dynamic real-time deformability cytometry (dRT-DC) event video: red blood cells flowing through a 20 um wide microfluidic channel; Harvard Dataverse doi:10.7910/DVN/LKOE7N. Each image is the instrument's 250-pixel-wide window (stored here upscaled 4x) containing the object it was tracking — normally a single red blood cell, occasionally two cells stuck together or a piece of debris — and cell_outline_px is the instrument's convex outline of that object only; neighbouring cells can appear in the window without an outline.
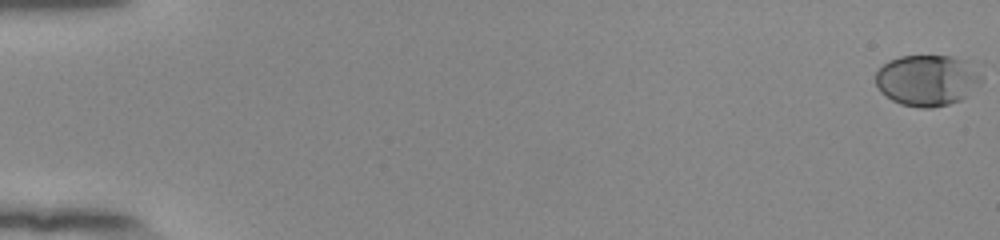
{"species": "human", "species_latin": "Homo sapiens", "temperature_condition": "room temperature", "stored_images_in_passage": 55, "camera_frame_rate_fps": 3000, "um_per_image_px": 0.085, "donor": {"sex": "female"}, "frame": {"image": 1, "passage_image": 1, "time_ms": 0.0, "image_size_px": [1000, 240], "cell_outline_px": [[984, 80], [960, 100], [948, 104], [932, 108], [924, 108], [900, 104], [892, 100], [880, 92], [876, 84], [876, 72], [888, 60], [900, 56], [952, 56], [968, 60], [984, 76]], "centroid_in_image_um": [78.83, 6.81], "position_along_channel_um": 6.2, "area_um2": 31.73}}
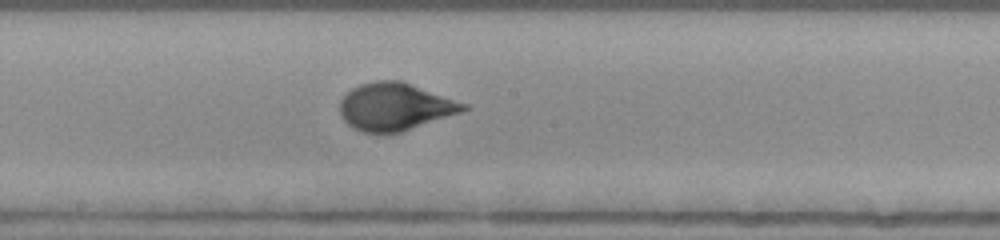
{"frame": {"image": 2, "passage_image": 32, "time_ms": 10.333, "image_size_px": [1000, 240], "cell_outline_px": [[468, 108], [460, 112], [400, 132], [364, 132], [352, 128], [344, 120], [340, 112], [340, 100], [352, 88], [360, 84], [376, 80], [400, 80], [468, 104]], "centroid_in_image_um": [33.54, 9.05], "position_along_channel_um": 214.7, "area_um2": 33.7}}
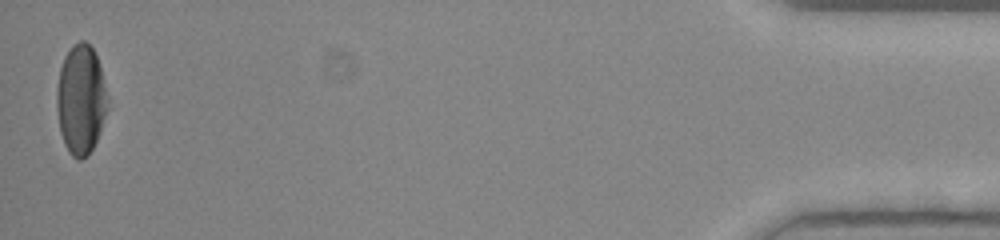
{"frame": {"image": 3, "passage_image": 55, "time_ms": 18.0, "image_size_px": [1000, 240], "cell_outline_px": [[108, 108], [100, 132], [92, 148], [80, 160], [76, 160], [68, 152], [64, 144], [60, 132], [56, 108], [56, 92], [60, 68], [64, 56], [72, 44], [80, 40], [84, 40], [92, 48], [96, 56], [100, 68], [108, 96]], "centroid_in_image_um": [6.86, 8.46], "position_along_channel_um": 428.3, "area_um2": 32.6}, "authors_computed_cell_mechanics": {"area_um2": 31.7322, "velocity_mm_per_s": 3.8874, "shape_relaxation_time_tau1_ms": 3.5206, "shape_relaxation_time_tau2_ms": null, "deformation_change_tau1": 0.1781, "deformation_change_tau2": null}}